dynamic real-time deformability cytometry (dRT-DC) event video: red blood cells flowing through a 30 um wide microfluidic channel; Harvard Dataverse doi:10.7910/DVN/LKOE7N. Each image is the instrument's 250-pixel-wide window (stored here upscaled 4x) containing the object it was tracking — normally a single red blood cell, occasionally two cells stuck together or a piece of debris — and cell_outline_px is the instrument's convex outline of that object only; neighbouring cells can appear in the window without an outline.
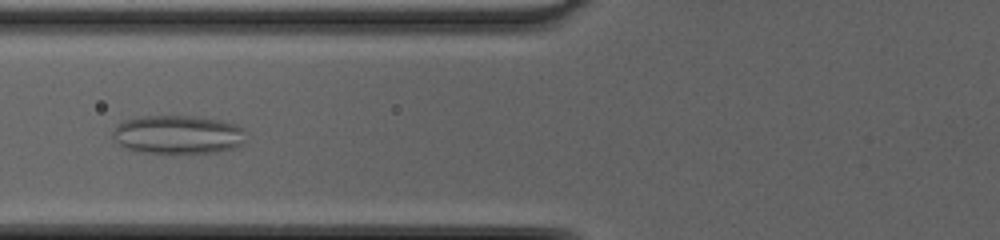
{"species": "common noctule bat (a hibernating species)", "species_latin": "Nyctalus noctula", "temperature_condition": "cold", "stored_images_in_passage": 51, "camera_frame_rate_fps": 3000, "um_per_image_px": 0.085, "animal": {"sex": "female", "body_mass_g": 20.0, "forearm_length_mm": 54.0}, "frame": {"image": 1, "passage_image": 22, "time_ms": 7.0, "image_size_px": [1000, 240], "cell_outline_px": [[248, 140], [244, 144], [236, 148], [216, 152], [136, 152], [124, 148], [112, 136], [112, 132], [116, 124], [124, 120], [140, 116], [192, 116], [220, 120], [236, 124], [244, 128]], "centroid_in_image_um": [15.16, 11.43], "position_along_channel_um": 110.6, "area_um2": 30.29}}
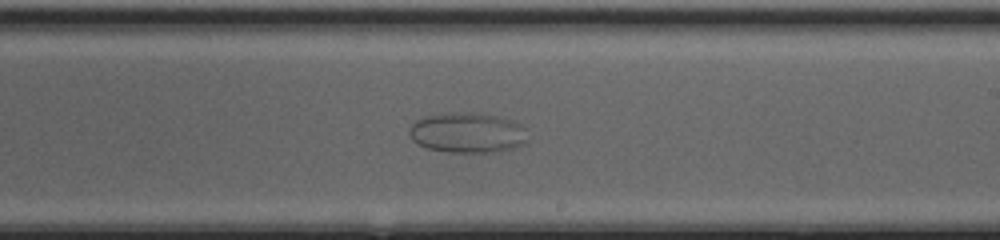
{"frame": {"image": 2, "passage_image": 32, "time_ms": 10.333, "image_size_px": [1000, 240], "cell_outline_px": [[528, 140], [524, 144], [512, 148], [496, 152], [448, 152], [428, 148], [416, 144], [412, 140], [408, 132], [408, 128], [416, 120], [428, 116], [448, 112], [468, 112], [496, 116], [512, 120], [520, 124], [524, 128]], "centroid_in_image_um": [39.71, 11.28], "position_along_channel_um": 249.3, "area_um2": 27.86}}
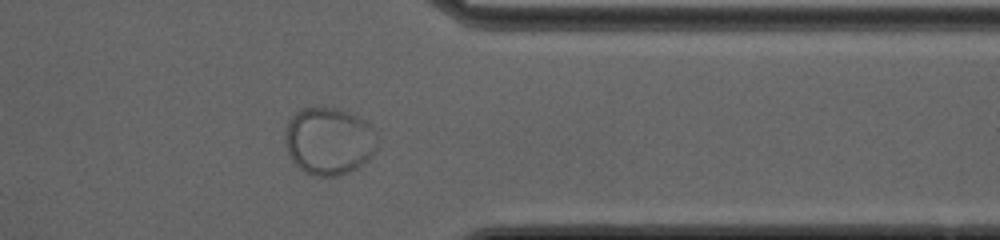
{"frame": {"image": 3, "passage_image": 42, "time_ms": 13.667, "image_size_px": [1000, 240], "cell_outline_px": [[376, 148], [372, 156], [368, 160], [356, 168], [348, 172], [336, 176], [312, 176], [304, 172], [292, 160], [288, 152], [284, 140], [284, 132], [288, 120], [300, 108], [336, 108], [348, 112], [364, 120], [372, 128]], "centroid_in_image_um": [27.91, 12.0], "position_along_channel_um": 383.5, "area_um2": 36.07}}